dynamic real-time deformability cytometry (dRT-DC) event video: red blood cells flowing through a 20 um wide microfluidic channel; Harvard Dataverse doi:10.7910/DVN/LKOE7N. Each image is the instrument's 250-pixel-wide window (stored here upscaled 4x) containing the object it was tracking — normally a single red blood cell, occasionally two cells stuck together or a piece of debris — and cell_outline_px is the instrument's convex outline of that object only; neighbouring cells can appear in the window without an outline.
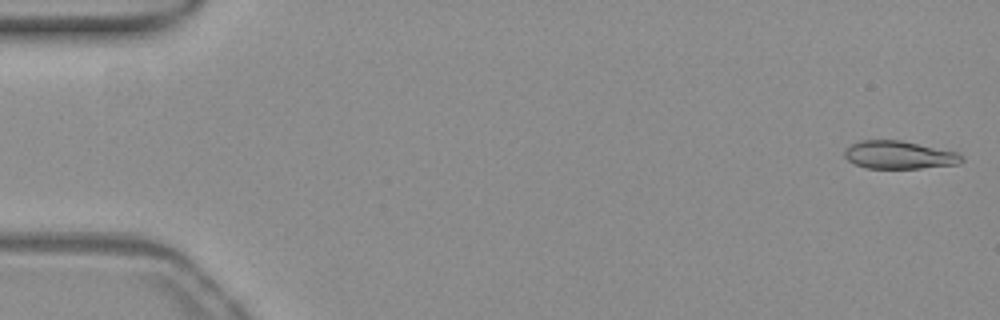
{"species": "common noctule bat (a hibernating species)", "species_latin": "Nyctalus noctula", "temperature_condition": "warm", "stored_images_in_passage": 53, "camera_frame_rate_fps": 3000, "um_per_image_px": 0.085, "animal": {"sex": "female", "body_mass_g": 19.3, "forearm_length_mm": 54.1}, "frame": {"image": 1, "passage_image": 1, "time_ms": 0.0, "image_size_px": [1000, 320], "cell_outline_px": [[964, 160], [960, 164], [920, 168], [864, 168], [848, 160], [844, 156], [844, 148], [860, 140], [900, 140], [960, 152], [964, 156]], "centroid_in_image_um": [76.46, 13.16], "position_along_channel_um": 8.5, "area_um2": 19.31}}
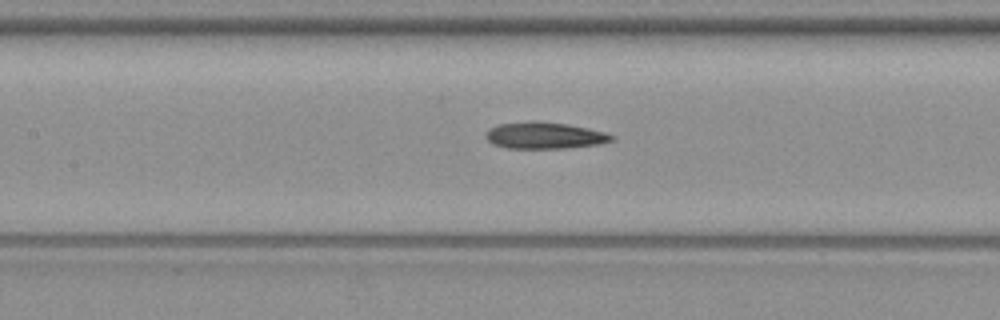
{"frame": {"image": 2, "passage_image": 24, "time_ms": 7.667, "image_size_px": [1000, 320], "cell_outline_px": [[616, 140], [600, 144], [568, 148], [504, 148], [492, 144], [484, 136], [488, 128], [500, 124], [536, 120], [568, 124], [588, 128], [604, 132], [616, 136]], "centroid_in_image_um": [46.3, 11.51], "position_along_channel_um": 161.1, "area_um2": 19.83}}
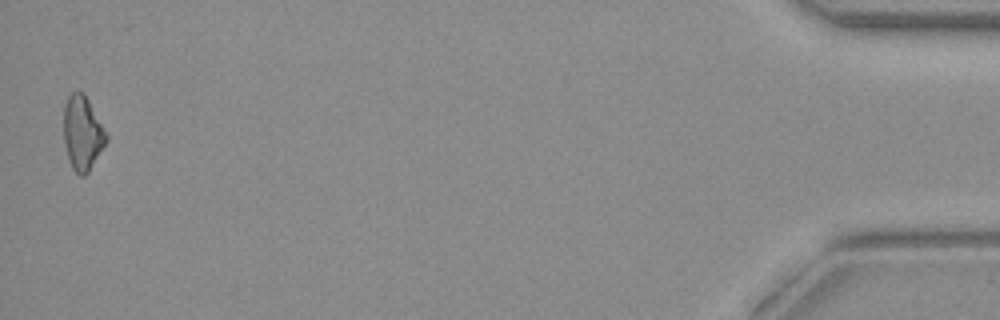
{"frame": {"image": 3, "passage_image": 52, "time_ms": 17.0, "image_size_px": [1000, 320], "cell_outline_px": [[108, 140], [88, 172], [84, 176], [80, 176], [72, 168], [68, 156], [64, 140], [64, 104], [68, 96], [72, 92], [84, 92], [108, 136]], "centroid_in_image_um": [7.01, 11.3], "position_along_channel_um": 428.2, "area_um2": 18.21}, "authors_computed_cell_mechanics": {"area_um2": 19.1896, "velocity_mm_per_s": 3.9025, "shape_relaxation_time_tau1_ms": 10.4928, "shape_relaxation_time_tau2_ms": null, "deformation_change_tau1": 0.2433, "deformation_change_tau2": null}}